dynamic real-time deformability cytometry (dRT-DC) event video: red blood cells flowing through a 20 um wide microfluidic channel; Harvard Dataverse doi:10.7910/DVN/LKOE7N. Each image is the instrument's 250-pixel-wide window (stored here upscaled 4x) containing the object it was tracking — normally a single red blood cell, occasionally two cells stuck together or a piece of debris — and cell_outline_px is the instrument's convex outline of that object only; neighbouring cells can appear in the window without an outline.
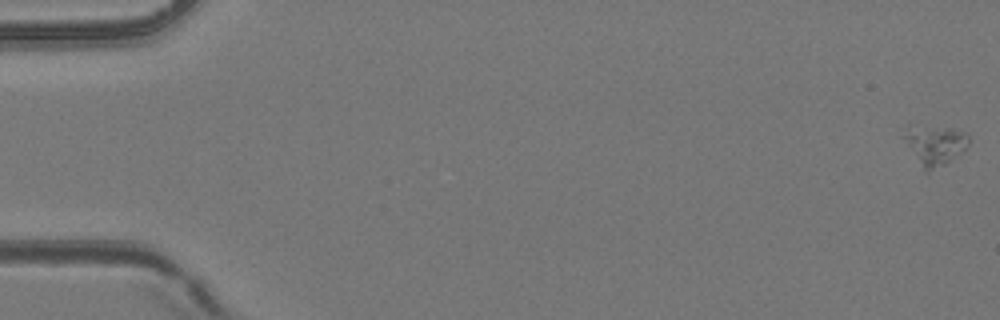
{"species": "common noctule bat (a hibernating species)", "species_latin": "Nyctalus noctula", "temperature_condition": "room temperature", "stored_images_in_passage": 54, "camera_frame_rate_fps": 3000, "um_per_image_px": 0.085, "animal": {"sex": "female", "body_mass_g": 24.6, "forearm_length_mm": 56.2}, "frame": {"image": 1, "passage_image": 1, "time_ms": 0.0, "image_size_px": [1000, 320], "cell_outline_px": [[968, 144], [964, 148], [944, 164], [924, 172], [900, 136], [908, 124], [952, 128], [968, 132]], "centroid_in_image_um": [79.36, 12.26], "position_along_channel_um": 5.6, "area_um2": 15.14}}
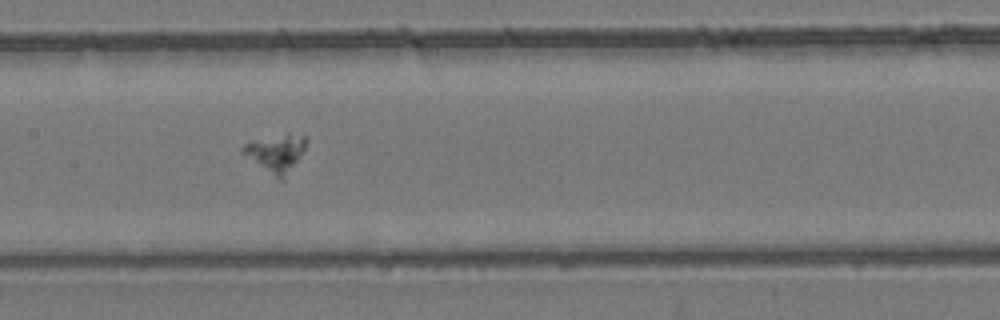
{"frame": {"image": 2, "passage_image": 28, "time_ms": 9.0, "image_size_px": [1000, 320], "cell_outline_px": [[308, 140], [304, 148], [296, 160], [284, 176], [280, 180], [276, 180], [240, 152], [240, 148], [244, 144], [252, 140], [288, 132], [308, 136]], "centroid_in_image_um": [23.41, 12.97], "position_along_channel_um": 184.0, "area_um2": 13.99}}
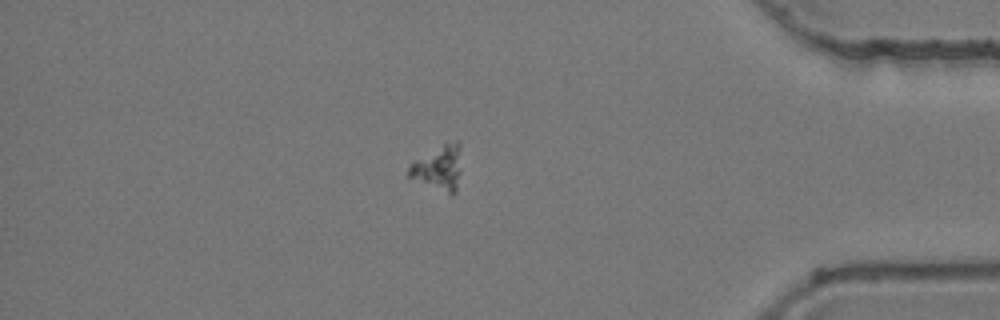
{"frame": {"image": 3, "passage_image": 47, "time_ms": 15.333, "image_size_px": [1000, 320], "cell_outline_px": [[460, 172], [456, 192], [448, 192], [408, 176], [408, 164], [444, 144], [456, 140], [460, 144]], "centroid_in_image_um": [37.3, 14.22], "position_along_channel_um": 397.9, "area_um2": 13.06}}